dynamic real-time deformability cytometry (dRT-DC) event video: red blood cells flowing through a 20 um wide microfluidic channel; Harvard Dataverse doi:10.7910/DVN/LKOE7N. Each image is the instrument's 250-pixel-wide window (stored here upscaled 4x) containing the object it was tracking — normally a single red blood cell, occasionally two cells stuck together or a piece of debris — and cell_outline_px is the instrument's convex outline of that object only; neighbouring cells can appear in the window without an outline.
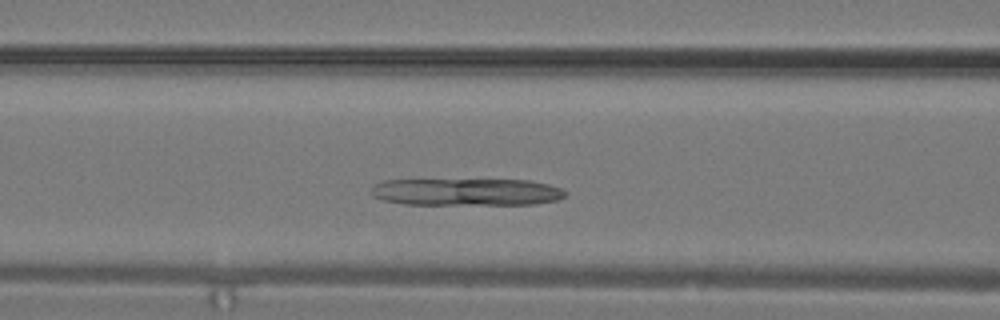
{"species": "common noctule bat (a hibernating species)", "species_latin": "Nyctalus noctula", "temperature_condition": "warm", "stored_images_in_passage": 11, "camera_frame_rate_fps": 3000, "um_per_image_px": 0.085, "animal": {"sex": "male", "body_mass_g": 19.2, "forearm_length_mm": 51.8}, "frame": {"image": 1, "passage_image": 7, "time_ms": 2.0, "image_size_px": [1000, 320], "cell_outline_px": [[568, 192], [564, 196], [556, 200], [536, 204], [404, 204], [384, 200], [372, 196], [368, 192], [376, 184], [384, 180], [528, 180], [548, 184], [560, 188]], "centroid_in_image_um": [39.63, 16.32], "position_along_channel_um": 127.0, "area_um2": 30.69}}
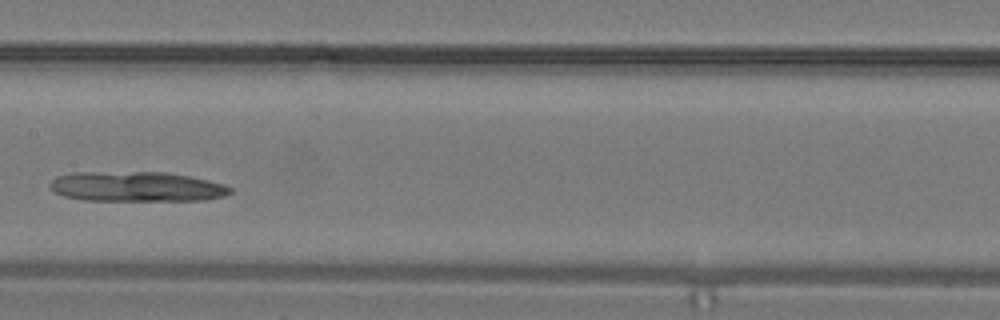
{"frame": {"image": 2, "passage_image": 10, "time_ms": 3.0, "image_size_px": [1000, 320], "cell_outline_px": [[232, 192], [224, 196], [204, 200], [84, 200], [64, 196], [48, 188], [48, 184], [56, 176], [72, 172], [164, 172], [188, 176], [208, 180], [224, 184], [232, 188]], "centroid_in_image_um": [11.58, 15.86], "position_along_channel_um": 195.8, "area_um2": 31.5}}